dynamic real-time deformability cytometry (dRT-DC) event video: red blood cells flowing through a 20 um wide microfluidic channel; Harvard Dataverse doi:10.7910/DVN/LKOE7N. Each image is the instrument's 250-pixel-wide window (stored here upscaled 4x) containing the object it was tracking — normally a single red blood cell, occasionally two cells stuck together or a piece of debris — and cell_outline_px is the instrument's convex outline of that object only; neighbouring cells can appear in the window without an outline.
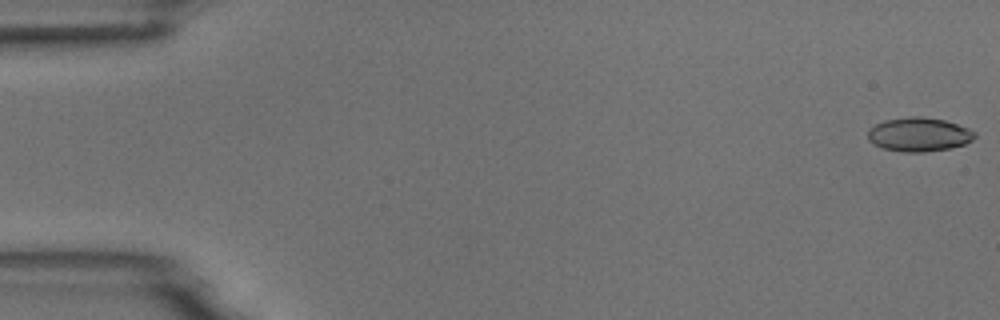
{"species": "common noctule bat (a hibernating species)", "species_latin": "Nyctalus noctula", "temperature_condition": "room temperature", "stored_images_in_passage": 5, "camera_frame_rate_fps": 3000, "um_per_image_px": 0.085, "animal": {"sex": "male", "body_mass_g": 18.8}, "frame": {"image": 1, "passage_image": 1, "time_ms": 0.0, "image_size_px": [1000, 320], "cell_outline_px": [[976, 136], [972, 140], [964, 144], [948, 148], [924, 152], [900, 152], [880, 148], [868, 140], [868, 128], [884, 120], [908, 116], [920, 116], [944, 120], [968, 128], [976, 132]], "centroid_in_image_um": [78.07, 11.43], "position_along_channel_um": 6.9, "area_um2": 21.27}}